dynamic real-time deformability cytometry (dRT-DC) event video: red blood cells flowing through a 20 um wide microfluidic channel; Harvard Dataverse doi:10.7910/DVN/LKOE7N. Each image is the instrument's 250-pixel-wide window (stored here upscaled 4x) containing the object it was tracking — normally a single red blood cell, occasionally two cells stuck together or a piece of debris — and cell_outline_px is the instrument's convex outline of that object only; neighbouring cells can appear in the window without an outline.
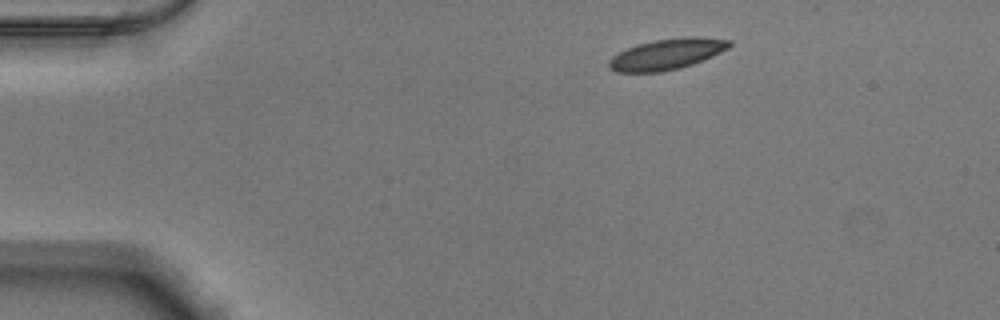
{"species": "Egyptian fruit bat (a non-hibernating species)", "species_latin": "Rousettus aegyptiacus", "temperature_condition": "warm", "stored_images_in_passage": 21, "camera_frame_rate_fps": 3000, "um_per_image_px": 0.085, "animal": {"sex": "male"}, "frame": {"image": 1, "passage_image": 1, "time_ms": 0.0, "image_size_px": [1000, 320], "cell_outline_px": [[732, 44], [728, 48], [712, 56], [692, 64], [680, 68], [660, 72], [616, 72], [608, 68], [608, 60], [612, 56], [636, 44], [656, 40], [688, 36], [696, 36], [732, 40]], "centroid_in_image_um": [56.67, 4.6], "position_along_channel_um": 28.3, "area_um2": 21.62}}
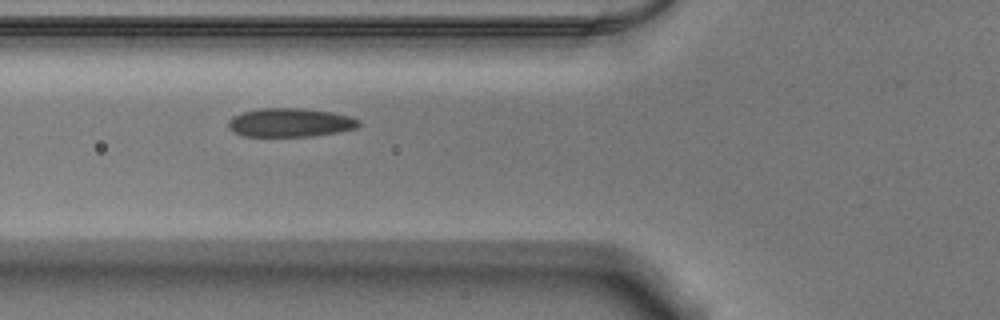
{"frame": {"image": 2, "passage_image": 12, "time_ms": 3.667, "image_size_px": [1000, 320], "cell_outline_px": [[360, 124], [356, 128], [336, 132], [312, 136], [244, 136], [232, 132], [228, 128], [228, 120], [232, 116], [240, 112], [260, 108], [300, 108], [332, 112], [348, 116], [360, 120]], "centroid_in_image_um": [24.6, 10.41], "position_along_channel_um": 101.2, "area_um2": 21.91}}
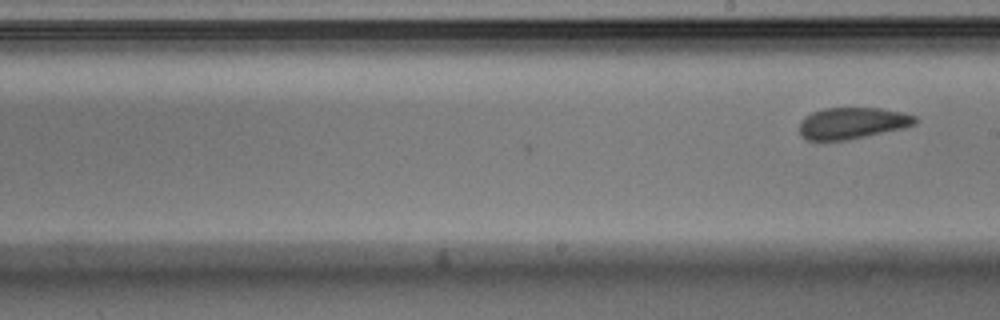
{"frame": {"image": 3, "passage_image": 21, "time_ms": 6.667, "image_size_px": [1000, 320], "cell_outline_px": [[916, 124], [900, 128], [848, 140], [804, 140], [800, 136], [800, 120], [804, 116], [812, 112], [824, 108], [880, 108], [904, 112], [916, 116]], "centroid_in_image_um": [72.4, 10.46], "position_along_channel_um": 216.6, "area_um2": 21.21}}